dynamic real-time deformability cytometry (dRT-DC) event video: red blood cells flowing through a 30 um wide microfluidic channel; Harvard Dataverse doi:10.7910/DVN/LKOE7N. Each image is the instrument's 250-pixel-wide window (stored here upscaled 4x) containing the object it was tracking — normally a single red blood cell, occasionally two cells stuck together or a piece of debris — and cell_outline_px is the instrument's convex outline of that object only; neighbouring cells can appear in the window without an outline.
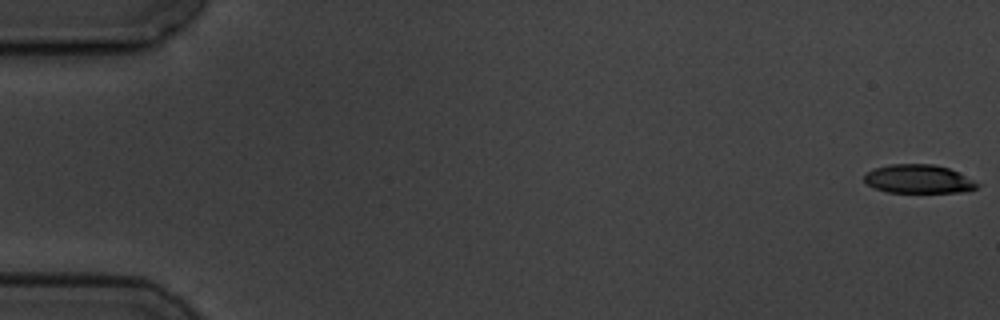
{"species": "common noctule bat (a hibernating species)", "species_latin": "Nyctalus noctula", "temperature_condition": "cold", "stored_images_in_passage": 5, "camera_frame_rate_fps": 3000, "um_per_image_px": 0.085, "animal": {"sex": "male", "body_mass_g": 19.5, "forearm_length_mm": 54.6}, "frame": {"image": 1, "passage_image": 1, "time_ms": 0.0, "image_size_px": [1000, 320], "cell_outline_px": [[980, 184], [976, 188], [968, 192], [888, 192], [876, 188], [868, 184], [864, 180], [864, 176], [868, 172], [876, 168], [888, 164], [932, 164], [948, 168]], "centroid_in_image_um": [78.07, 15.22], "position_along_channel_um": 6.9, "area_um2": 18.55}}
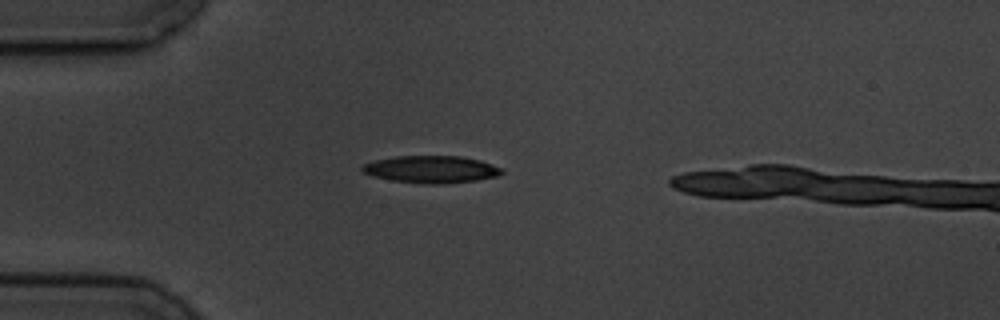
{"frame": {"image": 2, "passage_image": 4, "time_ms": 5.0, "image_size_px": [1000, 320], "cell_outline_px": [[504, 172], [496, 176], [476, 180], [444, 184], [424, 184], [392, 180], [376, 176], [364, 172], [360, 168], [364, 164], [376, 160], [396, 156], [464, 156], [480, 160], [504, 168]], "centroid_in_image_um": [36.71, 14.39], "position_along_channel_um": 48.3, "area_um2": 22.08}}